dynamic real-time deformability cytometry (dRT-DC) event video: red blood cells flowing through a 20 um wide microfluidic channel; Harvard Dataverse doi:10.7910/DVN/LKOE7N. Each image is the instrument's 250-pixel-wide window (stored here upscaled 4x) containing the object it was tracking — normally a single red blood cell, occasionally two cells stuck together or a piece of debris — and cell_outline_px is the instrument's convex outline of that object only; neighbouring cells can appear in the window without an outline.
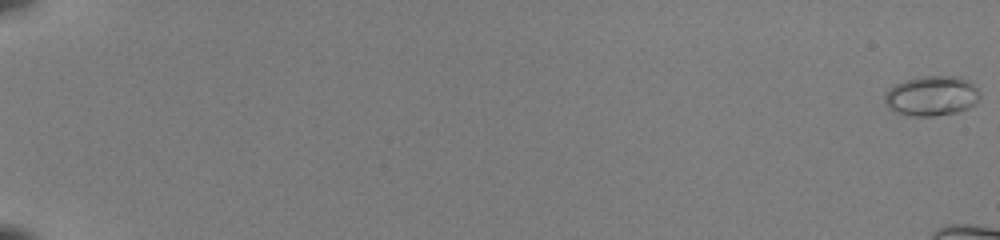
{"species": "common noctule bat (a hibernating species)", "species_latin": "Nyctalus noctula", "temperature_condition": "room temperature", "stored_images_in_passage": 21, "camera_frame_rate_fps": 3000, "um_per_image_px": 0.085, "animal": {"sex": "female", "body_mass_g": 22.0, "forearm_length_mm": 56.7}, "frame": {"image": 1, "passage_image": 1, "time_ms": 0.0, "image_size_px": [1000, 240], "cell_outline_px": [[980, 100], [976, 104], [968, 108], [956, 112], [932, 116], [908, 116], [896, 112], [884, 100], [884, 92], [892, 84], [916, 76], [960, 76], [972, 80], [980, 92]], "centroid_in_image_um": [79.22, 8.12], "position_along_channel_um": 5.8, "area_um2": 22.72}}